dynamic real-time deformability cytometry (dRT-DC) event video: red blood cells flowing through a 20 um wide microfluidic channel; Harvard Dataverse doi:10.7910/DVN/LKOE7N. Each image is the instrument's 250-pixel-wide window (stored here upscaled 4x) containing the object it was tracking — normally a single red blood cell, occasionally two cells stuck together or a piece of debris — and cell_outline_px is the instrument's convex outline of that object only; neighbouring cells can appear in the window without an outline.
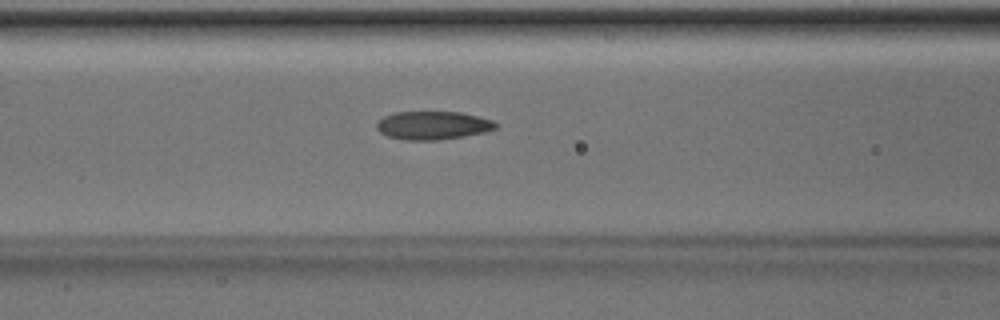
{"species": "Egyptian fruit bat (a non-hibernating species)", "species_latin": "Rousettus aegyptiacus", "temperature_condition": "room temperature", "stored_images_in_passage": 51, "camera_frame_rate_fps": 3000, "um_per_image_px": 0.085, "animal": {"sex": "male"}, "frame": {"image": 1, "passage_image": 21, "time_ms": 6.667, "image_size_px": [1000, 320], "cell_outline_px": [[496, 128], [484, 132], [440, 140], [404, 140], [388, 136], [380, 132], [376, 128], [376, 124], [384, 116], [396, 112], [460, 112], [492, 120], [496, 124]], "centroid_in_image_um": [36.76, 10.66], "position_along_channel_um": 129.8, "area_um2": 19.42}}
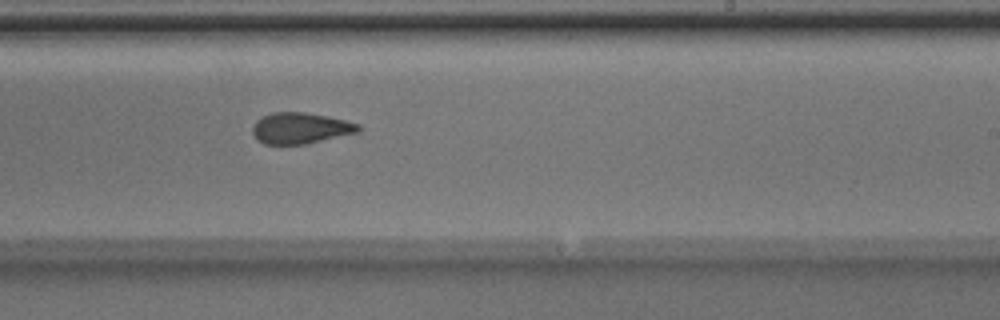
{"frame": {"image": 2, "passage_image": 31, "time_ms": 10.0, "image_size_px": [1000, 320], "cell_outline_px": [[360, 132], [304, 144], [264, 144], [256, 140], [252, 132], [252, 128], [256, 120], [272, 112], [304, 112], [328, 116], [360, 124]], "centroid_in_image_um": [25.52, 10.89], "position_along_channel_um": 263.5, "area_um2": 19.19}}
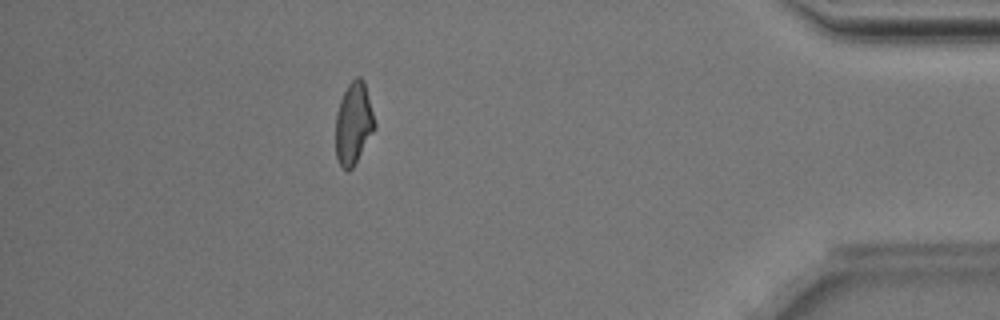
{"frame": {"image": 3, "passage_image": 45, "time_ms": 14.667, "image_size_px": [1000, 320], "cell_outline_px": [[376, 124], [372, 132], [352, 168], [348, 172], [340, 168], [336, 156], [336, 112], [340, 100], [348, 84], [356, 76], [360, 76], [364, 80]], "centroid_in_image_um": [30.03, 10.48], "position_along_channel_um": 405.2, "area_um2": 18.5}, "authors_computed_cell_mechanics": {"area_um2": 19.5942, "velocity_mm_per_s": 4.026, "shape_relaxation_time_tau1_ms": 8.1958, "shape_relaxation_time_tau2_ms": 2.0331, "deformation_change_tau1": 0.2045, "deformation_change_tau2": 0.0889}}